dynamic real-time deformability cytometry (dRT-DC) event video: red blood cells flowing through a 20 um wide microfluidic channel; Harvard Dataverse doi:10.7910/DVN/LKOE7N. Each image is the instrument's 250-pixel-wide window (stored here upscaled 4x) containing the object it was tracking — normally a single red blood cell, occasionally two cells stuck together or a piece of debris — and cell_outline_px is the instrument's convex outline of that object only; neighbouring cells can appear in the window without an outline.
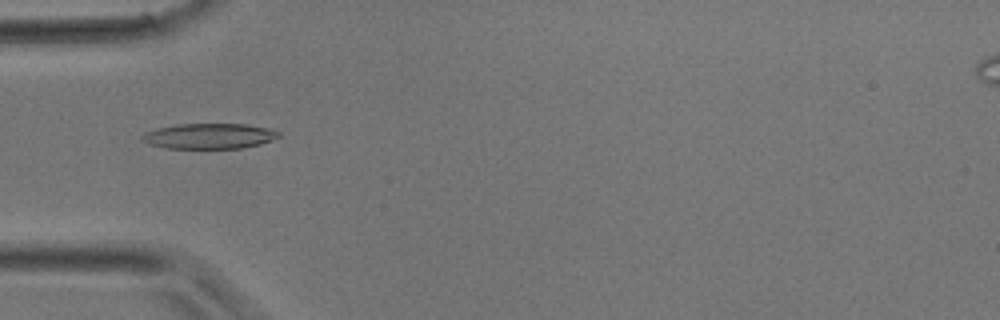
{"species": "common noctule bat (a hibernating species)", "species_latin": "Nyctalus noctula", "temperature_condition": "room temperature", "stored_images_in_passage": 26, "camera_frame_rate_fps": 3000, "um_per_image_px": 0.085, "animal": {"sex": "male", "body_mass_g": 17.9}, "frame": {"image": 1, "passage_image": 2, "time_ms": 0.333, "image_size_px": [1000, 320], "cell_outline_px": [[280, 136], [272, 140], [260, 144], [240, 148], [164, 148], [148, 144], [140, 140], [140, 136], [148, 132], [160, 128], [180, 124], [244, 124], [268, 128], [280, 132]], "centroid_in_image_um": [17.79, 11.57], "position_along_channel_um": 67.2, "area_um2": 20.06}}
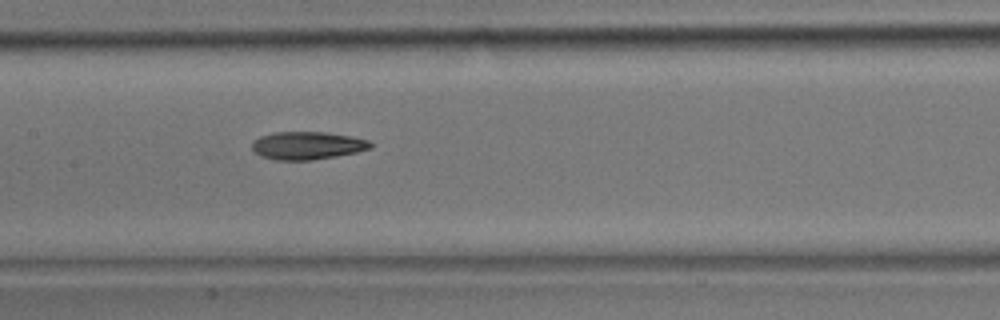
{"frame": {"image": 2, "passage_image": 8, "time_ms": 2.333, "image_size_px": [1000, 320], "cell_outline_px": [[372, 148], [356, 152], [336, 156], [312, 160], [276, 160], [260, 156], [252, 148], [252, 140], [260, 136], [276, 132], [328, 132], [352, 136], [368, 140], [372, 144]], "centroid_in_image_um": [26.12, 12.36], "position_along_channel_um": 181.3, "area_um2": 19.31}}
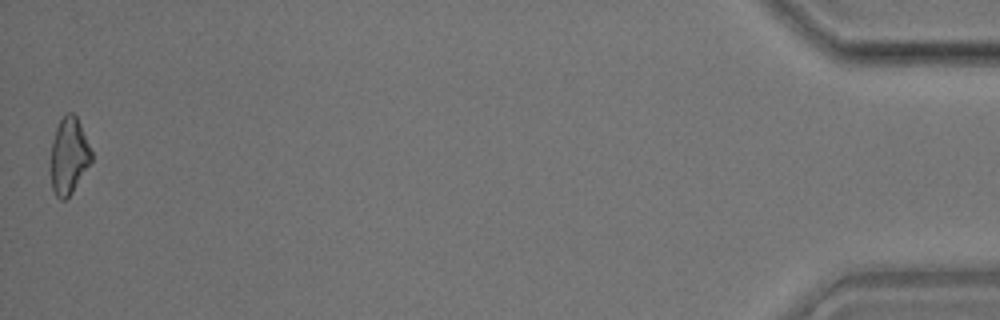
{"frame": {"image": 3, "passage_image": 26, "time_ms": 8.333, "image_size_px": [1000, 320], "cell_outline_px": [[92, 160], [72, 192], [64, 200], [60, 200], [56, 196], [52, 188], [48, 168], [48, 164], [52, 140], [56, 128], [60, 120], [68, 112], [72, 112], [76, 116], [80, 124], [92, 152]], "centroid_in_image_um": [5.8, 13.27], "position_along_channel_um": 429.4, "area_um2": 18.44}}